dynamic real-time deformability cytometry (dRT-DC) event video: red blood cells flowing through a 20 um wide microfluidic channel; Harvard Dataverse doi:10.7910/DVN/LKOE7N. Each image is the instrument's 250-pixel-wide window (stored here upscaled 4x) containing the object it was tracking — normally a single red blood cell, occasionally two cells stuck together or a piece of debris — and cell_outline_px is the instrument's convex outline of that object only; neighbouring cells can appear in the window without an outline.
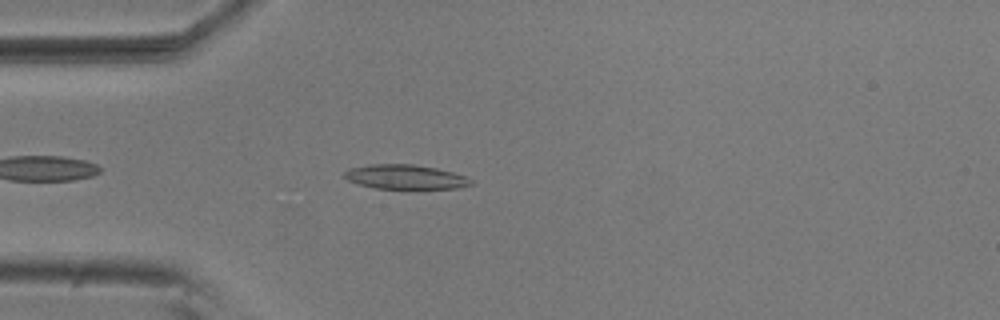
{"species": "common noctule bat (a hibernating species)", "species_latin": "Nyctalus noctula", "temperature_condition": "room temperature", "stored_images_in_passage": 42, "camera_frame_rate_fps": 3000, "um_per_image_px": 0.085, "animal": {"sex": "male", "body_mass_g": 20.5, "forearm_length_mm": 52.5}, "frame": {"image": 1, "passage_image": 5, "time_ms": 1.333, "image_size_px": [1000, 320], "cell_outline_px": [[472, 184], [460, 188], [376, 188], [356, 184], [348, 180], [344, 176], [344, 172], [348, 168], [368, 164], [416, 164], [436, 168], [452, 172], [464, 176], [472, 180]], "centroid_in_image_um": [34.41, 15.03], "position_along_channel_um": 50.6, "area_um2": 17.98}}
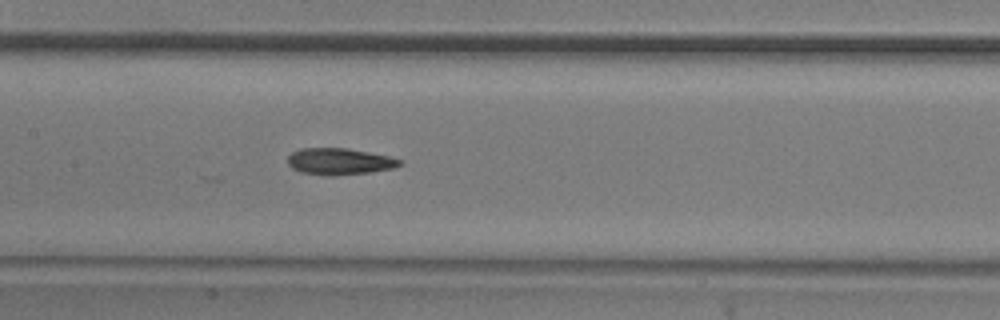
{"frame": {"image": 2, "passage_image": 16, "time_ms": 5.0, "image_size_px": [1000, 320], "cell_outline_px": [[404, 164], [392, 168], [372, 172], [332, 176], [328, 176], [300, 172], [292, 168], [288, 164], [288, 156], [292, 152], [300, 148], [348, 148], [388, 156], [404, 160]], "centroid_in_image_um": [28.87, 13.73], "position_along_channel_um": 178.5, "area_um2": 17.51}}
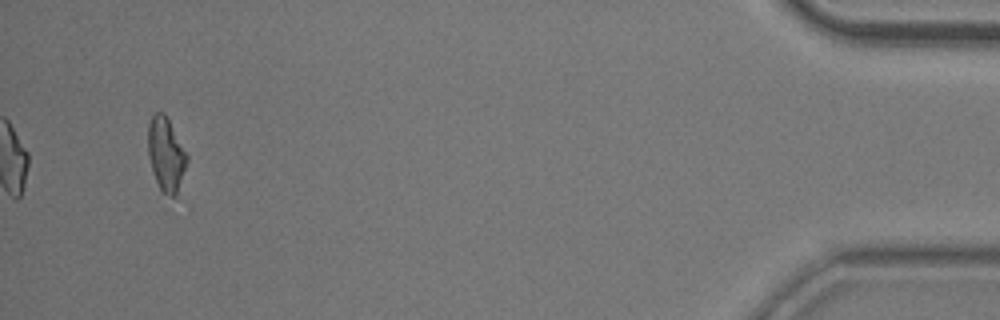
{"frame": {"image": 3, "passage_image": 42, "time_ms": 13.667, "image_size_px": [1000, 320], "cell_outline_px": [[188, 160], [176, 196], [168, 196], [160, 192], [152, 172], [148, 156], [148, 124], [152, 116], [156, 112], [164, 112], [188, 156]], "centroid_in_image_um": [14.09, 13.15], "position_along_channel_um": 421.1, "area_um2": 16.76}, "authors_computed_cell_mechanics": {"area_um2": 17.0221, "velocity_mm_per_s": 3.7175, "shape_relaxation_time_tau1_ms": 3.5286, "shape_relaxation_time_tau2_ms": 7.5848, "deformation_change_tau1": 0.1261, "deformation_change_tau2": 0.1811}}